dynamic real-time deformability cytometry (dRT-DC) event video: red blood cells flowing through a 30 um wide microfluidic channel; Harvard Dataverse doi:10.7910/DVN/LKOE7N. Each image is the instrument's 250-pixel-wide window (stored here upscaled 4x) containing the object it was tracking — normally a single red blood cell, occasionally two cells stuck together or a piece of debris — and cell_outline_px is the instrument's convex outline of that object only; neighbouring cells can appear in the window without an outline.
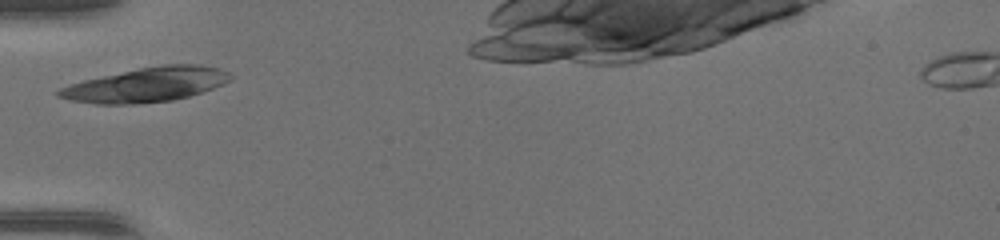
{"species": "common noctule bat (a hibernating species)", "species_latin": "Nyctalus noctula", "temperature_condition": "warm", "stored_images_in_passage": 20, "camera_frame_rate_fps": 3000, "um_per_image_px": 0.085, "animal": {"sex": "female", "body_mass_g": 17.0, "forearm_length_mm": 48.0}, "frame": {"image": 1, "passage_image": 1, "time_ms": 0.0, "image_size_px": [1000, 240], "cell_outline_px": [[232, 76], [228, 80], [212, 88], [188, 96], [172, 100], [132, 104], [96, 104], [72, 100], [56, 96], [56, 92], [60, 88], [84, 80], [140, 68], [160, 64], [196, 64], [216, 68], [228, 72]], "centroid_in_image_um": [12.41, 7.2], "position_along_channel_um": 72.6, "area_um2": 33.76}}